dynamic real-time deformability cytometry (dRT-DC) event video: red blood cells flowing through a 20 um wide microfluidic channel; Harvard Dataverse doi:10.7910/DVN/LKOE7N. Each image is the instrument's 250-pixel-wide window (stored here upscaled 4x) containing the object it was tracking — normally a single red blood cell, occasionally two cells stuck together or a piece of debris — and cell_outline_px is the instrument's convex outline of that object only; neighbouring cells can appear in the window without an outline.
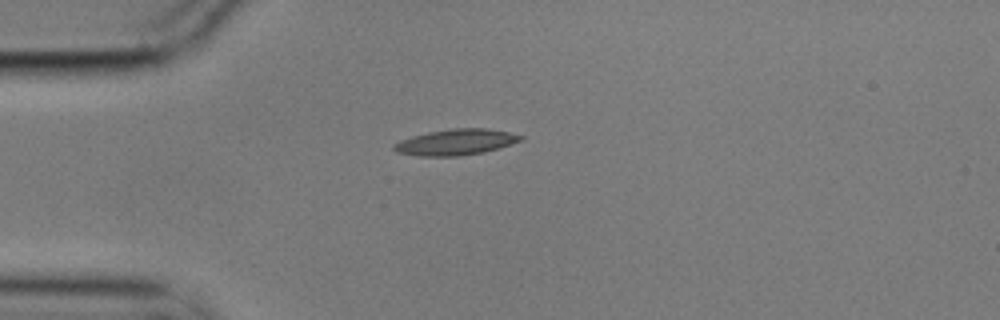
{"species": "common noctule bat (a hibernating species)", "species_latin": "Nyctalus noctula", "temperature_condition": "cold", "stored_images_in_passage": 7, "camera_frame_rate_fps": 3000, "um_per_image_px": 0.085, "animal": {"sex": "male", "body_mass_g": 17.9}, "frame": {"image": 1, "passage_image": 1, "time_ms": 0.0, "image_size_px": [1000, 320], "cell_outline_px": [[524, 140], [484, 152], [460, 156], [416, 156], [396, 152], [392, 148], [392, 144], [400, 140], [412, 136], [428, 132], [452, 128], [488, 128], [508, 132], [524, 136]], "centroid_in_image_um": [38.72, 12.08], "position_along_channel_um": 46.3, "area_um2": 19.31}}
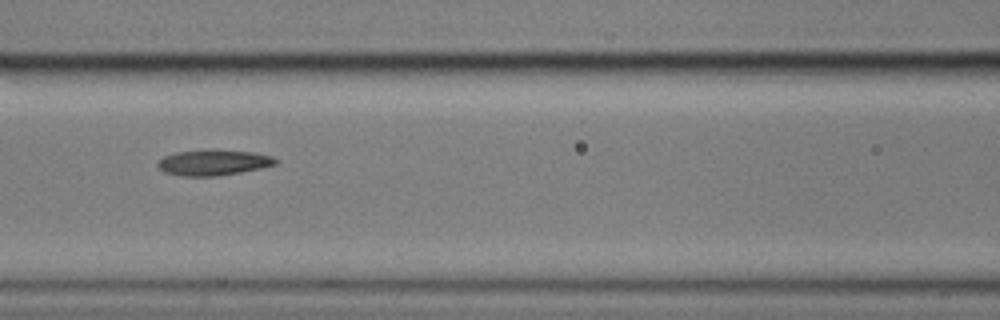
{"frame": {"image": 2, "passage_image": 4, "time_ms": 1.0, "image_size_px": [1000, 320], "cell_outline_px": [[280, 160], [276, 164], [260, 168], [240, 172], [216, 176], [180, 176], [164, 172], [156, 164], [164, 156], [176, 152], [252, 152], [272, 156]], "centroid_in_image_um": [18.14, 13.86], "position_along_channel_um": 148.5, "area_um2": 16.76}}
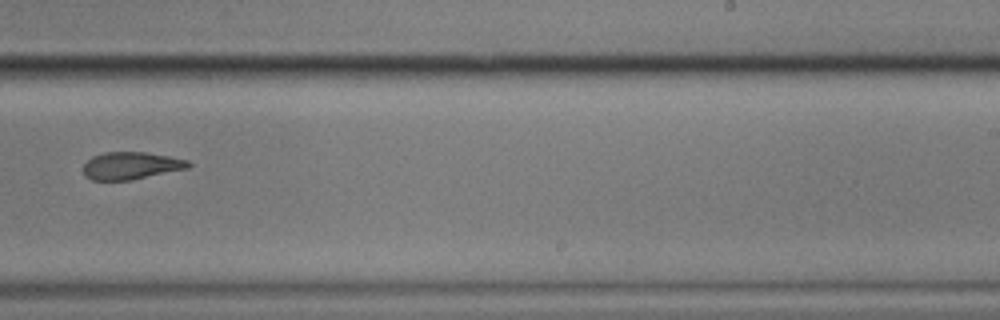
{"frame": {"image": 3, "passage_image": 7, "time_ms": 2.0, "image_size_px": [1000, 320], "cell_outline_px": [[192, 164], [188, 168], [132, 180], [92, 180], [84, 176], [84, 164], [92, 156], [104, 152], [144, 152], [168, 156], [188, 160]], "centroid_in_image_um": [11.13, 14.08], "position_along_channel_um": 277.9, "area_um2": 16.76}}